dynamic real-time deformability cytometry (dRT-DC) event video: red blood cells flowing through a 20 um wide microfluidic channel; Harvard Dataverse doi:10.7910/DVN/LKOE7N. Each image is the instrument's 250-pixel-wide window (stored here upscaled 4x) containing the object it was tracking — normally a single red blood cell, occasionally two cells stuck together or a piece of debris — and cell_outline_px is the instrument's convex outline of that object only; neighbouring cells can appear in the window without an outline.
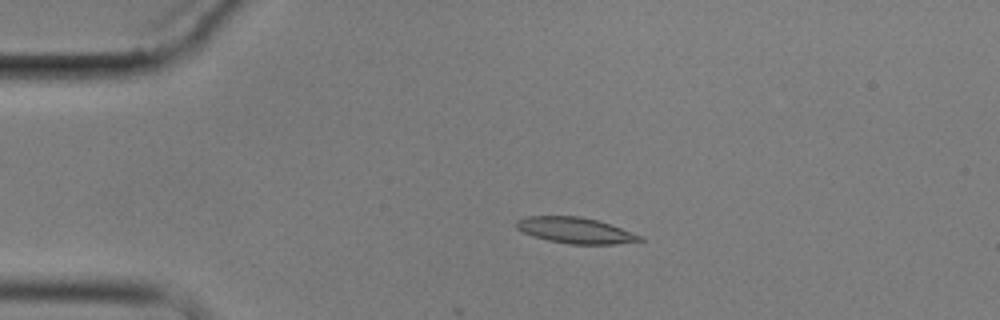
{"species": "common noctule bat (a hibernating species)", "species_latin": "Nyctalus noctula", "temperature_condition": "cold", "stored_images_in_passage": 6, "camera_frame_rate_fps": 3000, "um_per_image_px": 0.085, "animal": {"sex": "male", "body_mass_g": 17.9}, "frame": {"image": 1, "passage_image": 3, "time_ms": 2.667, "image_size_px": [1000, 320], "cell_outline_px": [[644, 240], [616, 244], [568, 244], [548, 240], [524, 232], [516, 228], [516, 220], [524, 216], [580, 216], [596, 220], [644, 236]], "centroid_in_image_um": [48.9, 19.58], "position_along_channel_um": 36.1, "area_um2": 18.5}}
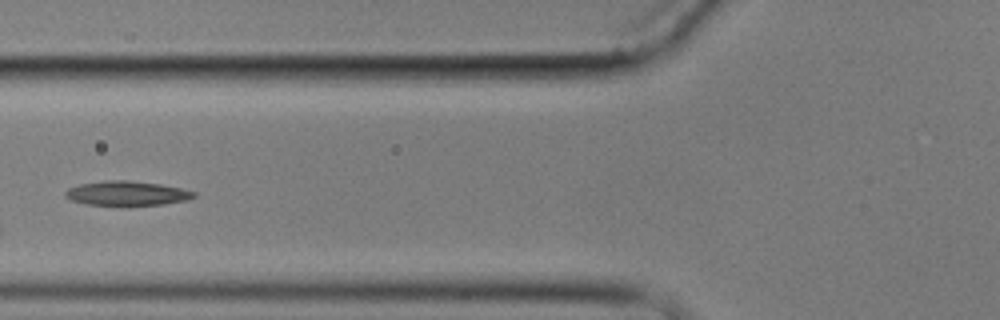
{"frame": {"image": 2, "passage_image": 6, "time_ms": 6.0, "image_size_px": [1000, 320], "cell_outline_px": [[196, 196], [188, 200], [164, 204], [128, 208], [120, 208], [88, 204], [72, 200], [64, 196], [64, 192], [68, 188], [80, 184], [104, 180], [128, 180], [160, 184], [180, 188], [196, 192]], "centroid_in_image_um": [10.78, 16.47], "position_along_channel_um": 115.0, "area_um2": 19.19}}